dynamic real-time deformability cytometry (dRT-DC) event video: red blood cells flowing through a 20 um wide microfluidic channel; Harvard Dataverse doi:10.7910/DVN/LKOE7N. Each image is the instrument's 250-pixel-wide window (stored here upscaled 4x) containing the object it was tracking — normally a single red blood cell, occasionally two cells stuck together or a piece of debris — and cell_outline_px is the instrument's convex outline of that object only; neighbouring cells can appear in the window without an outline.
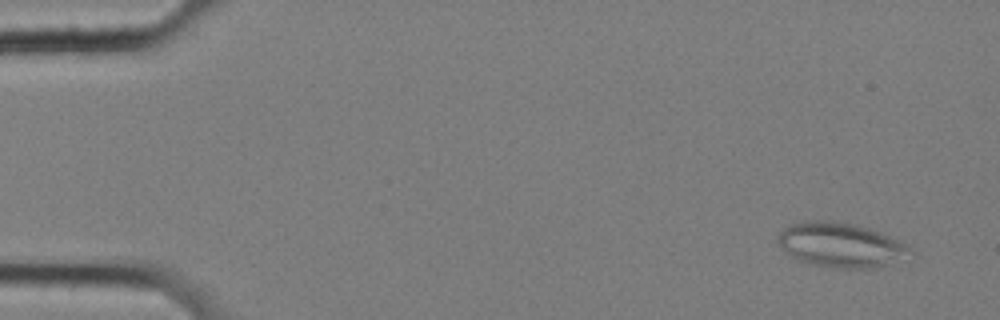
{"species": "common noctule bat (a hibernating species)", "species_latin": "Nyctalus noctula", "temperature_condition": "cold", "stored_images_in_passage": 12, "camera_frame_rate_fps": 3000, "um_per_image_px": 0.085, "animal": {"sex": "female", "body_mass_g": 25.1}, "frame": {"image": 1, "passage_image": 4, "time_ms": 1.0, "image_size_px": [1000, 320], "cell_outline_px": [[912, 252], [880, 268], [836, 268], [812, 264], [800, 260], [784, 252], [776, 244], [776, 236], [784, 228], [792, 224], [804, 220], [836, 220], [856, 224], [880, 232], [904, 244]], "centroid_in_image_um": [71.36, 20.8], "position_along_channel_um": 13.6, "area_um2": 34.28}}